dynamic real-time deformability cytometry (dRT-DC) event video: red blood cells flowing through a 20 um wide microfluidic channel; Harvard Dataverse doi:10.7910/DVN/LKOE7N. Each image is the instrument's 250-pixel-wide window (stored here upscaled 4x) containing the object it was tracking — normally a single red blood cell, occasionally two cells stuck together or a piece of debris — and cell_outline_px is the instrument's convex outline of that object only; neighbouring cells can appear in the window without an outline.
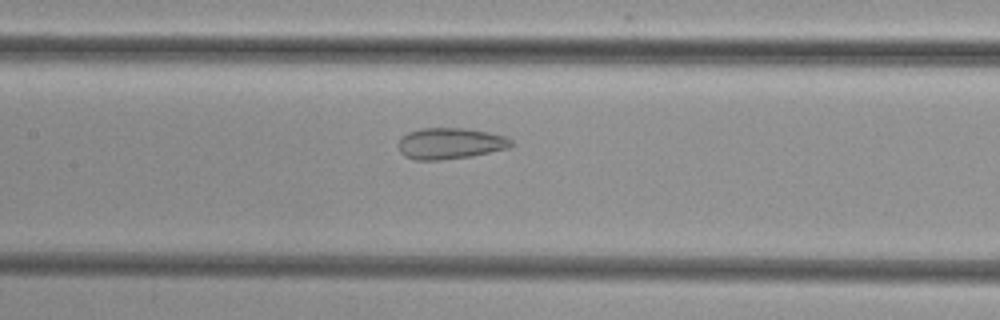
{"species": "common noctule bat (a hibernating species)", "species_latin": "Nyctalus noctula", "temperature_condition": "cold", "stored_images_in_passage": 39, "camera_frame_rate_fps": 3000, "um_per_image_px": 0.085, "animal": {"sex": "female", "body_mass_g": 29.2, "forearm_length_mm": 56.3}, "frame": {"image": 1, "passage_image": 14, "time_ms": 4.333, "image_size_px": [1000, 320], "cell_outline_px": [[512, 144], [508, 148], [472, 156], [440, 160], [416, 160], [404, 156], [400, 152], [400, 140], [408, 132], [420, 128], [464, 128], [488, 132], [504, 136], [512, 140]], "centroid_in_image_um": [38.26, 12.19], "position_along_channel_um": 169.1, "area_um2": 20.35}}
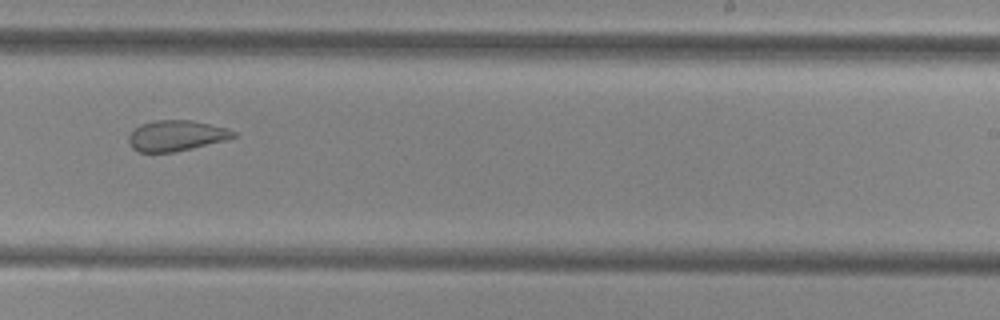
{"frame": {"image": 2, "passage_image": 22, "time_ms": 7.0, "image_size_px": [1000, 320], "cell_outline_px": [[240, 136], [228, 140], [176, 152], [136, 152], [132, 148], [128, 140], [128, 136], [140, 124], [156, 120], [192, 120], [228, 128], [236, 132]], "centroid_in_image_um": [15.03, 11.54], "position_along_channel_um": 274.0, "area_um2": 19.02}}
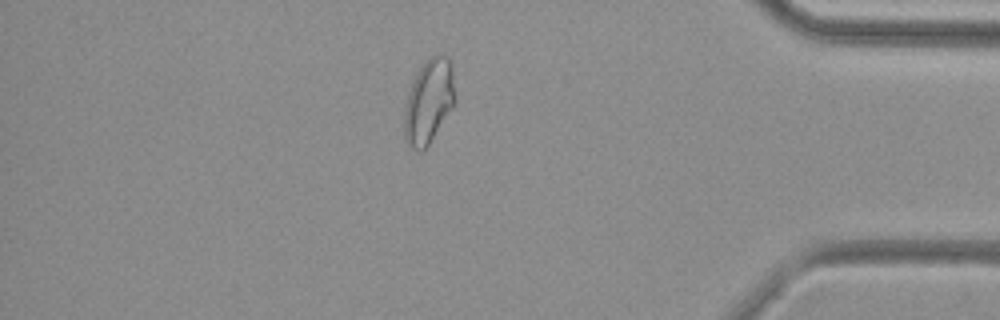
{"frame": {"image": 3, "passage_image": 34, "time_ms": 11.0, "image_size_px": [1000, 320], "cell_outline_px": [[456, 104], [428, 144], [420, 152], [416, 152], [408, 144], [404, 136], [404, 108], [408, 92], [412, 80], [424, 60], [440, 52], [444, 52], [452, 64], [456, 96]], "centroid_in_image_um": [36.47, 8.57], "position_along_channel_um": 398.7, "area_um2": 25.55}}